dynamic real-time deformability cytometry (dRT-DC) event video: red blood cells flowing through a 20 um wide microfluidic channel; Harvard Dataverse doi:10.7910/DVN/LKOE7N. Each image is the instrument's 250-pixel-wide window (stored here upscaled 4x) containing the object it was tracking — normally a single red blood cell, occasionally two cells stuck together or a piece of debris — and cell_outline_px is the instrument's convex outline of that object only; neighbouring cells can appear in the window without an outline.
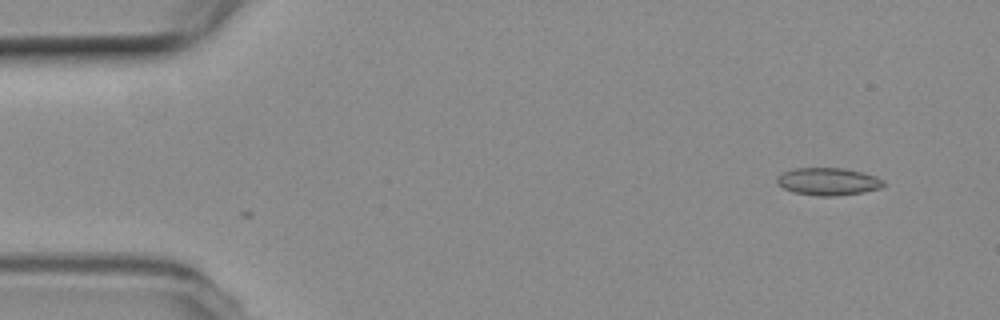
{"species": "common noctule bat (a hibernating species)", "species_latin": "Nyctalus noctula", "temperature_condition": "room temperature", "stored_images_in_passage": 52, "camera_frame_rate_fps": 3000, "um_per_image_px": 0.085, "animal": {"sex": "female", "body_mass_g": 19.3, "forearm_length_mm": 54.1}, "frame": {"image": 1, "passage_image": 1, "time_ms": 0.0, "image_size_px": [1000, 320], "cell_outline_px": [[884, 184], [880, 188], [864, 192], [836, 196], [816, 196], [792, 192], [776, 184], [776, 180], [784, 172], [792, 168], [844, 168], [876, 176], [884, 180]], "centroid_in_image_um": [70.38, 15.44], "position_along_channel_um": 14.6, "area_um2": 17.11}}
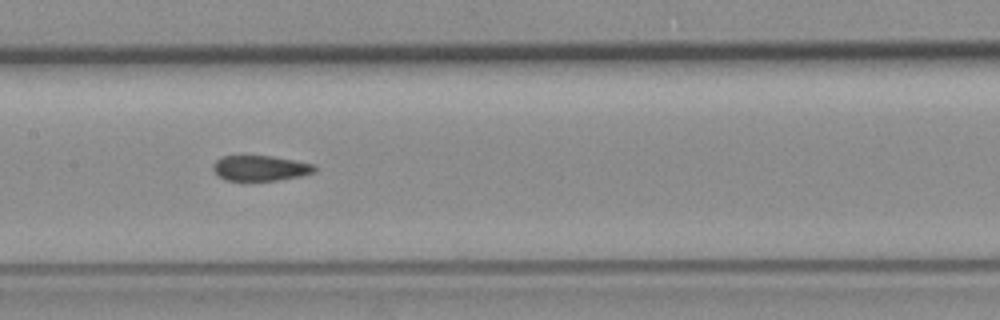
{"frame": {"image": 2, "passage_image": 23, "time_ms": 7.333, "image_size_px": [1000, 320], "cell_outline_px": [[316, 172], [300, 176], [276, 180], [244, 184], [224, 180], [216, 176], [212, 168], [212, 164], [216, 160], [224, 156], [272, 156], [316, 164]], "centroid_in_image_um": [22.07, 14.34], "position_along_channel_um": 185.3, "area_um2": 15.84}}
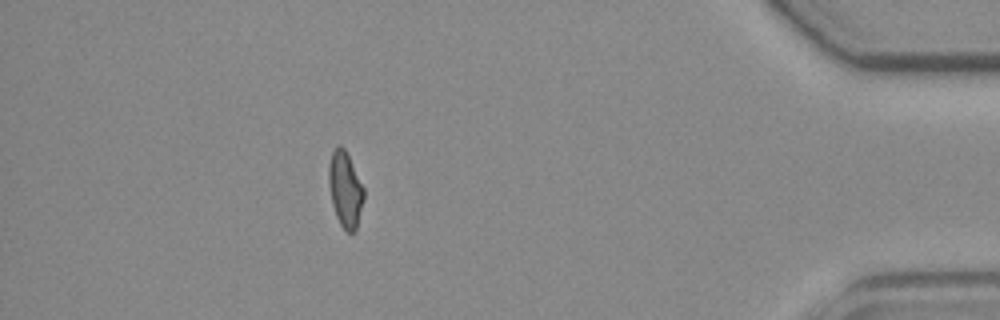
{"frame": {"image": 3, "passage_image": 45, "time_ms": 14.667, "image_size_px": [1000, 320], "cell_outline_px": [[364, 200], [356, 232], [348, 232], [340, 224], [336, 216], [332, 204], [328, 184], [328, 164], [332, 152], [340, 144], [344, 148], [364, 188]], "centroid_in_image_um": [29.34, 16.13], "position_along_channel_um": 405.9, "area_um2": 15.49}, "authors_computed_cell_mechanics": {"area_um2": 16.0395, "velocity_mm_per_s": 3.7598, "shape_relaxation_time_tau1_ms": null, "shape_relaxation_time_tau2_ms": 2.0789, "deformation_change_tau1": null, "deformation_change_tau2": 0.0836}}